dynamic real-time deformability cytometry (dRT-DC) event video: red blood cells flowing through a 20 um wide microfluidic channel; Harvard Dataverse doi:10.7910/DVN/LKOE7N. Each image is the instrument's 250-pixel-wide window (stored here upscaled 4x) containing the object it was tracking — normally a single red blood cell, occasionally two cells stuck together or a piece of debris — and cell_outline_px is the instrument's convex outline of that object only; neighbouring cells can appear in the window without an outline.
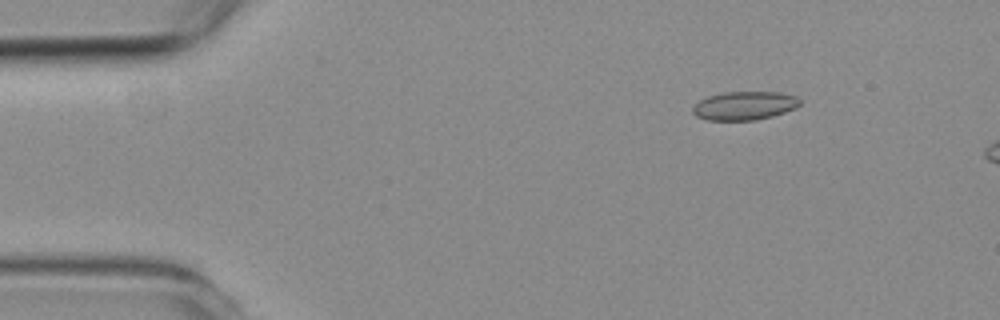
{"species": "common noctule bat (a hibernating species)", "species_latin": "Nyctalus noctula", "temperature_condition": "room temperature", "stored_images_in_passage": 4, "camera_frame_rate_fps": 3000, "um_per_image_px": 0.085, "animal": {"sex": "female", "body_mass_g": 19.3, "forearm_length_mm": 54.1}, "frame": {"image": 1, "passage_image": 2, "time_ms": 1.333, "image_size_px": [1000, 320], "cell_outline_px": [[804, 100], [796, 108], [772, 116], [756, 120], [708, 120], [696, 116], [692, 112], [692, 108], [700, 100], [708, 96], [724, 92], [780, 92], [796, 96]], "centroid_in_image_um": [63.31, 8.98], "position_along_channel_um": 21.7, "area_um2": 17.92}}